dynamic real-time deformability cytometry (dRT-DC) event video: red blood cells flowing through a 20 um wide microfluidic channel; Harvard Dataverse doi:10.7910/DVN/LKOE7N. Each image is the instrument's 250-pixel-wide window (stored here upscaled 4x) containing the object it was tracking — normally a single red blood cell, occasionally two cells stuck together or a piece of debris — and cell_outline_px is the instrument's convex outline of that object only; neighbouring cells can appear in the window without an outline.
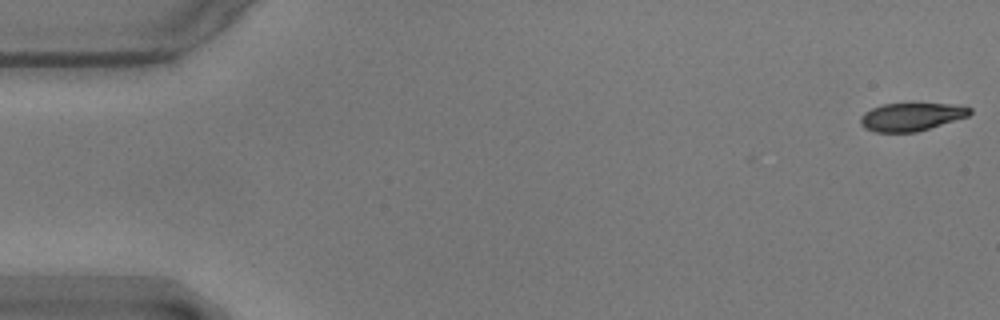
{"species": "common noctule bat (a hibernating species)", "species_latin": "Nyctalus noctula", "temperature_condition": "warm", "stored_images_in_passage": 56, "camera_frame_rate_fps": 3000, "um_per_image_px": 0.085, "animal": {"sex": "male", "body_mass_g": 17.9}, "frame": {"image": 1, "passage_image": 1, "time_ms": 0.0, "image_size_px": [1000, 320], "cell_outline_px": [[972, 112], [968, 116], [916, 132], [876, 132], [864, 128], [860, 124], [860, 116], [864, 112], [872, 108], [884, 104], [916, 100], [956, 104], [972, 108]], "centroid_in_image_um": [77.48, 9.86], "position_along_channel_um": 7.5, "area_um2": 18.79}}
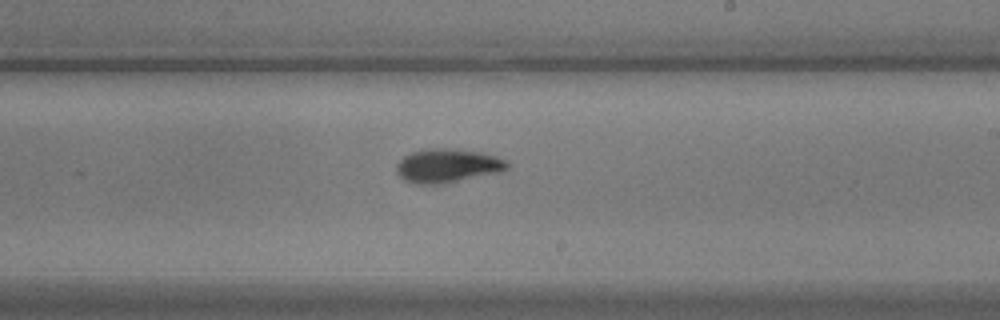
{"frame": {"image": 2, "passage_image": 33, "time_ms": 10.667, "image_size_px": [1000, 320], "cell_outline_px": [[508, 168], [500, 172], [440, 184], [416, 184], [404, 180], [396, 172], [396, 164], [404, 156], [412, 152], [428, 148], [456, 148], [484, 152], [508, 160]], "centroid_in_image_um": [38.05, 14.07], "position_along_channel_um": 251.0, "area_um2": 22.02}}
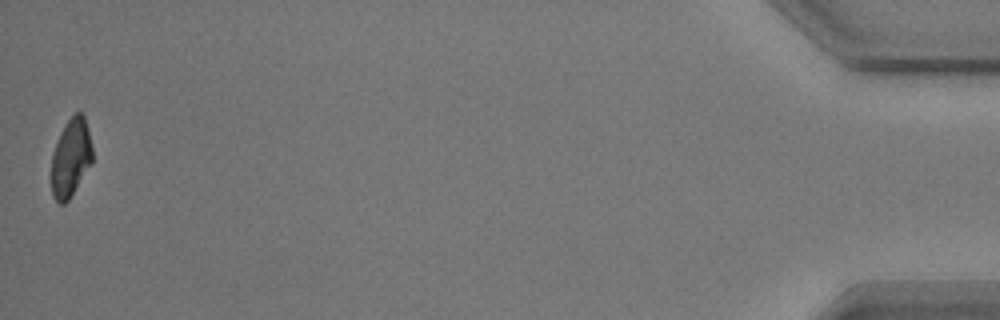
{"frame": {"image": 3, "passage_image": 56, "time_ms": 18.333, "image_size_px": [1000, 320], "cell_outline_px": [[92, 164], [68, 200], [64, 204], [60, 204], [52, 196], [52, 152], [64, 124], [76, 112], [80, 112], [84, 116], [92, 148]], "centroid_in_image_um": [6.01, 13.42], "position_along_channel_um": 429.2, "area_um2": 18.5}, "authors_computed_cell_mechanics": {"area_um2": 20.4323, "velocity_mm_per_s": 3.5579, "shape_relaxation_time_tau1_ms": 2.6717, "shape_relaxation_time_tau2_ms": 4.04, "deformation_change_tau1": 0.125, "deformation_change_tau2": 0.072}}